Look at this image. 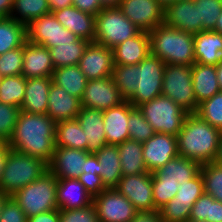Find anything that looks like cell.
Here are the masks:
<instances>
[{
	"mask_svg": "<svg viewBox=\"0 0 222 222\" xmlns=\"http://www.w3.org/2000/svg\"><path fill=\"white\" fill-rule=\"evenodd\" d=\"M130 222H163L160 212L154 211H138Z\"/></svg>",
	"mask_w": 222,
	"mask_h": 222,
	"instance_id": "obj_55",
	"label": "cell"
},
{
	"mask_svg": "<svg viewBox=\"0 0 222 222\" xmlns=\"http://www.w3.org/2000/svg\"><path fill=\"white\" fill-rule=\"evenodd\" d=\"M221 131L198 114L186 115L177 137L179 155L205 164L213 162L219 147Z\"/></svg>",
	"mask_w": 222,
	"mask_h": 222,
	"instance_id": "obj_2",
	"label": "cell"
},
{
	"mask_svg": "<svg viewBox=\"0 0 222 222\" xmlns=\"http://www.w3.org/2000/svg\"><path fill=\"white\" fill-rule=\"evenodd\" d=\"M115 65H137L150 54V41L147 31L119 43L113 49Z\"/></svg>",
	"mask_w": 222,
	"mask_h": 222,
	"instance_id": "obj_26",
	"label": "cell"
},
{
	"mask_svg": "<svg viewBox=\"0 0 222 222\" xmlns=\"http://www.w3.org/2000/svg\"><path fill=\"white\" fill-rule=\"evenodd\" d=\"M60 24L78 37L94 42L95 16L72 6L51 10Z\"/></svg>",
	"mask_w": 222,
	"mask_h": 222,
	"instance_id": "obj_20",
	"label": "cell"
},
{
	"mask_svg": "<svg viewBox=\"0 0 222 222\" xmlns=\"http://www.w3.org/2000/svg\"><path fill=\"white\" fill-rule=\"evenodd\" d=\"M195 63L215 65L222 63V34L201 31L194 34Z\"/></svg>",
	"mask_w": 222,
	"mask_h": 222,
	"instance_id": "obj_27",
	"label": "cell"
},
{
	"mask_svg": "<svg viewBox=\"0 0 222 222\" xmlns=\"http://www.w3.org/2000/svg\"><path fill=\"white\" fill-rule=\"evenodd\" d=\"M6 156H7V145L5 144L0 149V180H1L2 173H3V170H4V166H5Z\"/></svg>",
	"mask_w": 222,
	"mask_h": 222,
	"instance_id": "obj_58",
	"label": "cell"
},
{
	"mask_svg": "<svg viewBox=\"0 0 222 222\" xmlns=\"http://www.w3.org/2000/svg\"><path fill=\"white\" fill-rule=\"evenodd\" d=\"M88 154L82 149L55 147L48 170L57 179H77Z\"/></svg>",
	"mask_w": 222,
	"mask_h": 222,
	"instance_id": "obj_17",
	"label": "cell"
},
{
	"mask_svg": "<svg viewBox=\"0 0 222 222\" xmlns=\"http://www.w3.org/2000/svg\"><path fill=\"white\" fill-rule=\"evenodd\" d=\"M134 108L129 101H125L121 105L103 111L106 144L118 146L130 139L129 114Z\"/></svg>",
	"mask_w": 222,
	"mask_h": 222,
	"instance_id": "obj_18",
	"label": "cell"
},
{
	"mask_svg": "<svg viewBox=\"0 0 222 222\" xmlns=\"http://www.w3.org/2000/svg\"><path fill=\"white\" fill-rule=\"evenodd\" d=\"M8 197V195L0 191V214Z\"/></svg>",
	"mask_w": 222,
	"mask_h": 222,
	"instance_id": "obj_63",
	"label": "cell"
},
{
	"mask_svg": "<svg viewBox=\"0 0 222 222\" xmlns=\"http://www.w3.org/2000/svg\"><path fill=\"white\" fill-rule=\"evenodd\" d=\"M76 120L84 131L85 142L88 143V153H96L106 145L102 110L81 107Z\"/></svg>",
	"mask_w": 222,
	"mask_h": 222,
	"instance_id": "obj_23",
	"label": "cell"
},
{
	"mask_svg": "<svg viewBox=\"0 0 222 222\" xmlns=\"http://www.w3.org/2000/svg\"><path fill=\"white\" fill-rule=\"evenodd\" d=\"M122 176L150 173L143 160L142 142L126 140L118 145Z\"/></svg>",
	"mask_w": 222,
	"mask_h": 222,
	"instance_id": "obj_30",
	"label": "cell"
},
{
	"mask_svg": "<svg viewBox=\"0 0 222 222\" xmlns=\"http://www.w3.org/2000/svg\"><path fill=\"white\" fill-rule=\"evenodd\" d=\"M141 31L118 7L103 8L95 16L94 42L111 49Z\"/></svg>",
	"mask_w": 222,
	"mask_h": 222,
	"instance_id": "obj_6",
	"label": "cell"
},
{
	"mask_svg": "<svg viewBox=\"0 0 222 222\" xmlns=\"http://www.w3.org/2000/svg\"><path fill=\"white\" fill-rule=\"evenodd\" d=\"M95 155L102 167L100 176L103 185L106 189L116 188L122 177L118 146L106 144Z\"/></svg>",
	"mask_w": 222,
	"mask_h": 222,
	"instance_id": "obj_29",
	"label": "cell"
},
{
	"mask_svg": "<svg viewBox=\"0 0 222 222\" xmlns=\"http://www.w3.org/2000/svg\"><path fill=\"white\" fill-rule=\"evenodd\" d=\"M185 222H202V221H194V220L188 219V220L185 221Z\"/></svg>",
	"mask_w": 222,
	"mask_h": 222,
	"instance_id": "obj_66",
	"label": "cell"
},
{
	"mask_svg": "<svg viewBox=\"0 0 222 222\" xmlns=\"http://www.w3.org/2000/svg\"><path fill=\"white\" fill-rule=\"evenodd\" d=\"M77 179L84 185V188L93 198L106 189L100 175L81 173Z\"/></svg>",
	"mask_w": 222,
	"mask_h": 222,
	"instance_id": "obj_51",
	"label": "cell"
},
{
	"mask_svg": "<svg viewBox=\"0 0 222 222\" xmlns=\"http://www.w3.org/2000/svg\"><path fill=\"white\" fill-rule=\"evenodd\" d=\"M27 41L26 25L11 17L0 18V55Z\"/></svg>",
	"mask_w": 222,
	"mask_h": 222,
	"instance_id": "obj_35",
	"label": "cell"
},
{
	"mask_svg": "<svg viewBox=\"0 0 222 222\" xmlns=\"http://www.w3.org/2000/svg\"><path fill=\"white\" fill-rule=\"evenodd\" d=\"M111 77L121 96L128 101L136 91V65H114Z\"/></svg>",
	"mask_w": 222,
	"mask_h": 222,
	"instance_id": "obj_39",
	"label": "cell"
},
{
	"mask_svg": "<svg viewBox=\"0 0 222 222\" xmlns=\"http://www.w3.org/2000/svg\"><path fill=\"white\" fill-rule=\"evenodd\" d=\"M73 6L94 16L103 9L100 0H73Z\"/></svg>",
	"mask_w": 222,
	"mask_h": 222,
	"instance_id": "obj_52",
	"label": "cell"
},
{
	"mask_svg": "<svg viewBox=\"0 0 222 222\" xmlns=\"http://www.w3.org/2000/svg\"><path fill=\"white\" fill-rule=\"evenodd\" d=\"M20 111V107L0 102V139L6 144L14 132Z\"/></svg>",
	"mask_w": 222,
	"mask_h": 222,
	"instance_id": "obj_47",
	"label": "cell"
},
{
	"mask_svg": "<svg viewBox=\"0 0 222 222\" xmlns=\"http://www.w3.org/2000/svg\"><path fill=\"white\" fill-rule=\"evenodd\" d=\"M163 7H164V9L168 6V5H170V4H172V3H175V2H178V1H180V0H157Z\"/></svg>",
	"mask_w": 222,
	"mask_h": 222,
	"instance_id": "obj_64",
	"label": "cell"
},
{
	"mask_svg": "<svg viewBox=\"0 0 222 222\" xmlns=\"http://www.w3.org/2000/svg\"><path fill=\"white\" fill-rule=\"evenodd\" d=\"M51 78L53 83L81 100L86 88L87 79L78 65L56 68Z\"/></svg>",
	"mask_w": 222,
	"mask_h": 222,
	"instance_id": "obj_32",
	"label": "cell"
},
{
	"mask_svg": "<svg viewBox=\"0 0 222 222\" xmlns=\"http://www.w3.org/2000/svg\"><path fill=\"white\" fill-rule=\"evenodd\" d=\"M161 93L173 100L186 113H196L199 105L192 85V65L166 64Z\"/></svg>",
	"mask_w": 222,
	"mask_h": 222,
	"instance_id": "obj_7",
	"label": "cell"
},
{
	"mask_svg": "<svg viewBox=\"0 0 222 222\" xmlns=\"http://www.w3.org/2000/svg\"><path fill=\"white\" fill-rule=\"evenodd\" d=\"M53 81L51 76L26 79L21 111L31 114H46L48 95Z\"/></svg>",
	"mask_w": 222,
	"mask_h": 222,
	"instance_id": "obj_25",
	"label": "cell"
},
{
	"mask_svg": "<svg viewBox=\"0 0 222 222\" xmlns=\"http://www.w3.org/2000/svg\"><path fill=\"white\" fill-rule=\"evenodd\" d=\"M14 0H0V18L10 17Z\"/></svg>",
	"mask_w": 222,
	"mask_h": 222,
	"instance_id": "obj_56",
	"label": "cell"
},
{
	"mask_svg": "<svg viewBox=\"0 0 222 222\" xmlns=\"http://www.w3.org/2000/svg\"><path fill=\"white\" fill-rule=\"evenodd\" d=\"M57 205L59 210L86 208L93 204V197L78 179H57Z\"/></svg>",
	"mask_w": 222,
	"mask_h": 222,
	"instance_id": "obj_24",
	"label": "cell"
},
{
	"mask_svg": "<svg viewBox=\"0 0 222 222\" xmlns=\"http://www.w3.org/2000/svg\"><path fill=\"white\" fill-rule=\"evenodd\" d=\"M164 24L193 34L202 31L194 0H180L168 5L164 11Z\"/></svg>",
	"mask_w": 222,
	"mask_h": 222,
	"instance_id": "obj_19",
	"label": "cell"
},
{
	"mask_svg": "<svg viewBox=\"0 0 222 222\" xmlns=\"http://www.w3.org/2000/svg\"><path fill=\"white\" fill-rule=\"evenodd\" d=\"M189 219L202 222H222V202L204 192L193 204Z\"/></svg>",
	"mask_w": 222,
	"mask_h": 222,
	"instance_id": "obj_37",
	"label": "cell"
},
{
	"mask_svg": "<svg viewBox=\"0 0 222 222\" xmlns=\"http://www.w3.org/2000/svg\"><path fill=\"white\" fill-rule=\"evenodd\" d=\"M214 32L222 34V11H221V14L219 15V17L217 18V23L214 28Z\"/></svg>",
	"mask_w": 222,
	"mask_h": 222,
	"instance_id": "obj_62",
	"label": "cell"
},
{
	"mask_svg": "<svg viewBox=\"0 0 222 222\" xmlns=\"http://www.w3.org/2000/svg\"><path fill=\"white\" fill-rule=\"evenodd\" d=\"M113 50L96 42H90L78 67L87 80L111 77L114 68Z\"/></svg>",
	"mask_w": 222,
	"mask_h": 222,
	"instance_id": "obj_16",
	"label": "cell"
},
{
	"mask_svg": "<svg viewBox=\"0 0 222 222\" xmlns=\"http://www.w3.org/2000/svg\"><path fill=\"white\" fill-rule=\"evenodd\" d=\"M143 145V160L150 173L158 170L179 155L177 137L171 134L154 133Z\"/></svg>",
	"mask_w": 222,
	"mask_h": 222,
	"instance_id": "obj_15",
	"label": "cell"
},
{
	"mask_svg": "<svg viewBox=\"0 0 222 222\" xmlns=\"http://www.w3.org/2000/svg\"><path fill=\"white\" fill-rule=\"evenodd\" d=\"M0 222H27V216L12 196H9L0 214Z\"/></svg>",
	"mask_w": 222,
	"mask_h": 222,
	"instance_id": "obj_50",
	"label": "cell"
},
{
	"mask_svg": "<svg viewBox=\"0 0 222 222\" xmlns=\"http://www.w3.org/2000/svg\"><path fill=\"white\" fill-rule=\"evenodd\" d=\"M196 114L211 126L222 131V91L200 103Z\"/></svg>",
	"mask_w": 222,
	"mask_h": 222,
	"instance_id": "obj_44",
	"label": "cell"
},
{
	"mask_svg": "<svg viewBox=\"0 0 222 222\" xmlns=\"http://www.w3.org/2000/svg\"><path fill=\"white\" fill-rule=\"evenodd\" d=\"M90 41L79 38L75 42L56 43L49 48L54 68L78 65Z\"/></svg>",
	"mask_w": 222,
	"mask_h": 222,
	"instance_id": "obj_33",
	"label": "cell"
},
{
	"mask_svg": "<svg viewBox=\"0 0 222 222\" xmlns=\"http://www.w3.org/2000/svg\"><path fill=\"white\" fill-rule=\"evenodd\" d=\"M128 129L130 140L142 143L149 140L155 133L143 113L136 107L129 114Z\"/></svg>",
	"mask_w": 222,
	"mask_h": 222,
	"instance_id": "obj_45",
	"label": "cell"
},
{
	"mask_svg": "<svg viewBox=\"0 0 222 222\" xmlns=\"http://www.w3.org/2000/svg\"><path fill=\"white\" fill-rule=\"evenodd\" d=\"M26 78L21 75L3 77L0 81V102L20 107L24 100Z\"/></svg>",
	"mask_w": 222,
	"mask_h": 222,
	"instance_id": "obj_38",
	"label": "cell"
},
{
	"mask_svg": "<svg viewBox=\"0 0 222 222\" xmlns=\"http://www.w3.org/2000/svg\"><path fill=\"white\" fill-rule=\"evenodd\" d=\"M204 191L222 202V165L213 162L201 165Z\"/></svg>",
	"mask_w": 222,
	"mask_h": 222,
	"instance_id": "obj_40",
	"label": "cell"
},
{
	"mask_svg": "<svg viewBox=\"0 0 222 222\" xmlns=\"http://www.w3.org/2000/svg\"><path fill=\"white\" fill-rule=\"evenodd\" d=\"M55 134L56 123L47 114L20 111L14 132L6 145L49 164L55 151Z\"/></svg>",
	"mask_w": 222,
	"mask_h": 222,
	"instance_id": "obj_1",
	"label": "cell"
},
{
	"mask_svg": "<svg viewBox=\"0 0 222 222\" xmlns=\"http://www.w3.org/2000/svg\"><path fill=\"white\" fill-rule=\"evenodd\" d=\"M139 110L155 133L177 136L182 129L186 113L169 97L160 95L150 102L140 105Z\"/></svg>",
	"mask_w": 222,
	"mask_h": 222,
	"instance_id": "obj_8",
	"label": "cell"
},
{
	"mask_svg": "<svg viewBox=\"0 0 222 222\" xmlns=\"http://www.w3.org/2000/svg\"><path fill=\"white\" fill-rule=\"evenodd\" d=\"M200 169L201 164L197 161L178 155L154 171L152 175L154 177L172 178L181 184L193 179L200 172Z\"/></svg>",
	"mask_w": 222,
	"mask_h": 222,
	"instance_id": "obj_31",
	"label": "cell"
},
{
	"mask_svg": "<svg viewBox=\"0 0 222 222\" xmlns=\"http://www.w3.org/2000/svg\"><path fill=\"white\" fill-rule=\"evenodd\" d=\"M23 69V46L0 55V76L21 75Z\"/></svg>",
	"mask_w": 222,
	"mask_h": 222,
	"instance_id": "obj_46",
	"label": "cell"
},
{
	"mask_svg": "<svg viewBox=\"0 0 222 222\" xmlns=\"http://www.w3.org/2000/svg\"><path fill=\"white\" fill-rule=\"evenodd\" d=\"M121 0H100L103 8L118 7Z\"/></svg>",
	"mask_w": 222,
	"mask_h": 222,
	"instance_id": "obj_59",
	"label": "cell"
},
{
	"mask_svg": "<svg viewBox=\"0 0 222 222\" xmlns=\"http://www.w3.org/2000/svg\"><path fill=\"white\" fill-rule=\"evenodd\" d=\"M99 222H130L138 213L116 188L105 189L93 198Z\"/></svg>",
	"mask_w": 222,
	"mask_h": 222,
	"instance_id": "obj_11",
	"label": "cell"
},
{
	"mask_svg": "<svg viewBox=\"0 0 222 222\" xmlns=\"http://www.w3.org/2000/svg\"><path fill=\"white\" fill-rule=\"evenodd\" d=\"M214 162L222 165V131H221V136H220V141H219V147L217 150V155L214 159Z\"/></svg>",
	"mask_w": 222,
	"mask_h": 222,
	"instance_id": "obj_60",
	"label": "cell"
},
{
	"mask_svg": "<svg viewBox=\"0 0 222 222\" xmlns=\"http://www.w3.org/2000/svg\"><path fill=\"white\" fill-rule=\"evenodd\" d=\"M177 180L165 177H154L152 175V192L156 210L164 207L178 192Z\"/></svg>",
	"mask_w": 222,
	"mask_h": 222,
	"instance_id": "obj_43",
	"label": "cell"
},
{
	"mask_svg": "<svg viewBox=\"0 0 222 222\" xmlns=\"http://www.w3.org/2000/svg\"><path fill=\"white\" fill-rule=\"evenodd\" d=\"M57 178L48 170L39 179L21 188L12 197L27 218L58 209Z\"/></svg>",
	"mask_w": 222,
	"mask_h": 222,
	"instance_id": "obj_5",
	"label": "cell"
},
{
	"mask_svg": "<svg viewBox=\"0 0 222 222\" xmlns=\"http://www.w3.org/2000/svg\"><path fill=\"white\" fill-rule=\"evenodd\" d=\"M50 12L48 0H14L10 17L27 26L32 20Z\"/></svg>",
	"mask_w": 222,
	"mask_h": 222,
	"instance_id": "obj_36",
	"label": "cell"
},
{
	"mask_svg": "<svg viewBox=\"0 0 222 222\" xmlns=\"http://www.w3.org/2000/svg\"><path fill=\"white\" fill-rule=\"evenodd\" d=\"M118 8L142 31L164 24V7L157 0H121Z\"/></svg>",
	"mask_w": 222,
	"mask_h": 222,
	"instance_id": "obj_12",
	"label": "cell"
},
{
	"mask_svg": "<svg viewBox=\"0 0 222 222\" xmlns=\"http://www.w3.org/2000/svg\"><path fill=\"white\" fill-rule=\"evenodd\" d=\"M27 41L47 47H56V43L75 42L80 37L64 28L50 12L32 20L26 26Z\"/></svg>",
	"mask_w": 222,
	"mask_h": 222,
	"instance_id": "obj_10",
	"label": "cell"
},
{
	"mask_svg": "<svg viewBox=\"0 0 222 222\" xmlns=\"http://www.w3.org/2000/svg\"><path fill=\"white\" fill-rule=\"evenodd\" d=\"M5 144H6V143L0 139V149H1Z\"/></svg>",
	"mask_w": 222,
	"mask_h": 222,
	"instance_id": "obj_65",
	"label": "cell"
},
{
	"mask_svg": "<svg viewBox=\"0 0 222 222\" xmlns=\"http://www.w3.org/2000/svg\"><path fill=\"white\" fill-rule=\"evenodd\" d=\"M81 109V100L67 93L62 87L52 83L48 95L46 114L55 123L76 119Z\"/></svg>",
	"mask_w": 222,
	"mask_h": 222,
	"instance_id": "obj_22",
	"label": "cell"
},
{
	"mask_svg": "<svg viewBox=\"0 0 222 222\" xmlns=\"http://www.w3.org/2000/svg\"><path fill=\"white\" fill-rule=\"evenodd\" d=\"M216 71H217V79H218V82H219V86H220V89L222 91V63H219L216 66Z\"/></svg>",
	"mask_w": 222,
	"mask_h": 222,
	"instance_id": "obj_61",
	"label": "cell"
},
{
	"mask_svg": "<svg viewBox=\"0 0 222 222\" xmlns=\"http://www.w3.org/2000/svg\"><path fill=\"white\" fill-rule=\"evenodd\" d=\"M48 171V164L7 146L5 166L0 180V191L13 196L21 188L39 179Z\"/></svg>",
	"mask_w": 222,
	"mask_h": 222,
	"instance_id": "obj_4",
	"label": "cell"
},
{
	"mask_svg": "<svg viewBox=\"0 0 222 222\" xmlns=\"http://www.w3.org/2000/svg\"><path fill=\"white\" fill-rule=\"evenodd\" d=\"M55 147L82 149L88 152V143L76 119L56 123Z\"/></svg>",
	"mask_w": 222,
	"mask_h": 222,
	"instance_id": "obj_34",
	"label": "cell"
},
{
	"mask_svg": "<svg viewBox=\"0 0 222 222\" xmlns=\"http://www.w3.org/2000/svg\"><path fill=\"white\" fill-rule=\"evenodd\" d=\"M204 192V182L199 172L193 179L179 184L178 192L169 202L186 204L191 209Z\"/></svg>",
	"mask_w": 222,
	"mask_h": 222,
	"instance_id": "obj_41",
	"label": "cell"
},
{
	"mask_svg": "<svg viewBox=\"0 0 222 222\" xmlns=\"http://www.w3.org/2000/svg\"><path fill=\"white\" fill-rule=\"evenodd\" d=\"M51 10H59L73 5V0H48Z\"/></svg>",
	"mask_w": 222,
	"mask_h": 222,
	"instance_id": "obj_57",
	"label": "cell"
},
{
	"mask_svg": "<svg viewBox=\"0 0 222 222\" xmlns=\"http://www.w3.org/2000/svg\"><path fill=\"white\" fill-rule=\"evenodd\" d=\"M51 55L47 47L26 41L23 45V69L26 78L52 76L54 71Z\"/></svg>",
	"mask_w": 222,
	"mask_h": 222,
	"instance_id": "obj_21",
	"label": "cell"
},
{
	"mask_svg": "<svg viewBox=\"0 0 222 222\" xmlns=\"http://www.w3.org/2000/svg\"><path fill=\"white\" fill-rule=\"evenodd\" d=\"M159 212L163 222H185L189 219L191 209L186 204L168 202Z\"/></svg>",
	"mask_w": 222,
	"mask_h": 222,
	"instance_id": "obj_49",
	"label": "cell"
},
{
	"mask_svg": "<svg viewBox=\"0 0 222 222\" xmlns=\"http://www.w3.org/2000/svg\"><path fill=\"white\" fill-rule=\"evenodd\" d=\"M192 85L198 105L220 92L216 66L194 63L192 65Z\"/></svg>",
	"mask_w": 222,
	"mask_h": 222,
	"instance_id": "obj_28",
	"label": "cell"
},
{
	"mask_svg": "<svg viewBox=\"0 0 222 222\" xmlns=\"http://www.w3.org/2000/svg\"><path fill=\"white\" fill-rule=\"evenodd\" d=\"M125 101L112 77H104L87 80L86 88L81 98V107L104 111L121 105Z\"/></svg>",
	"mask_w": 222,
	"mask_h": 222,
	"instance_id": "obj_13",
	"label": "cell"
},
{
	"mask_svg": "<svg viewBox=\"0 0 222 222\" xmlns=\"http://www.w3.org/2000/svg\"><path fill=\"white\" fill-rule=\"evenodd\" d=\"M102 167L95 153H89L82 167V173L101 175Z\"/></svg>",
	"mask_w": 222,
	"mask_h": 222,
	"instance_id": "obj_53",
	"label": "cell"
},
{
	"mask_svg": "<svg viewBox=\"0 0 222 222\" xmlns=\"http://www.w3.org/2000/svg\"><path fill=\"white\" fill-rule=\"evenodd\" d=\"M60 222H99L94 204L73 210H60Z\"/></svg>",
	"mask_w": 222,
	"mask_h": 222,
	"instance_id": "obj_48",
	"label": "cell"
},
{
	"mask_svg": "<svg viewBox=\"0 0 222 222\" xmlns=\"http://www.w3.org/2000/svg\"><path fill=\"white\" fill-rule=\"evenodd\" d=\"M148 35L150 54L157 56L165 64L193 65L195 63L193 33L161 24L149 31Z\"/></svg>",
	"mask_w": 222,
	"mask_h": 222,
	"instance_id": "obj_3",
	"label": "cell"
},
{
	"mask_svg": "<svg viewBox=\"0 0 222 222\" xmlns=\"http://www.w3.org/2000/svg\"><path fill=\"white\" fill-rule=\"evenodd\" d=\"M27 222H60V210H50L27 218Z\"/></svg>",
	"mask_w": 222,
	"mask_h": 222,
	"instance_id": "obj_54",
	"label": "cell"
},
{
	"mask_svg": "<svg viewBox=\"0 0 222 222\" xmlns=\"http://www.w3.org/2000/svg\"><path fill=\"white\" fill-rule=\"evenodd\" d=\"M116 189L124 195L138 211L156 210L152 192V173L122 176Z\"/></svg>",
	"mask_w": 222,
	"mask_h": 222,
	"instance_id": "obj_14",
	"label": "cell"
},
{
	"mask_svg": "<svg viewBox=\"0 0 222 222\" xmlns=\"http://www.w3.org/2000/svg\"><path fill=\"white\" fill-rule=\"evenodd\" d=\"M197 5L198 23L202 31H214L222 11V0H194Z\"/></svg>",
	"mask_w": 222,
	"mask_h": 222,
	"instance_id": "obj_42",
	"label": "cell"
},
{
	"mask_svg": "<svg viewBox=\"0 0 222 222\" xmlns=\"http://www.w3.org/2000/svg\"><path fill=\"white\" fill-rule=\"evenodd\" d=\"M165 65L164 61L152 54L136 65V91L128 100L134 107L138 108L162 95Z\"/></svg>",
	"mask_w": 222,
	"mask_h": 222,
	"instance_id": "obj_9",
	"label": "cell"
}]
</instances>
